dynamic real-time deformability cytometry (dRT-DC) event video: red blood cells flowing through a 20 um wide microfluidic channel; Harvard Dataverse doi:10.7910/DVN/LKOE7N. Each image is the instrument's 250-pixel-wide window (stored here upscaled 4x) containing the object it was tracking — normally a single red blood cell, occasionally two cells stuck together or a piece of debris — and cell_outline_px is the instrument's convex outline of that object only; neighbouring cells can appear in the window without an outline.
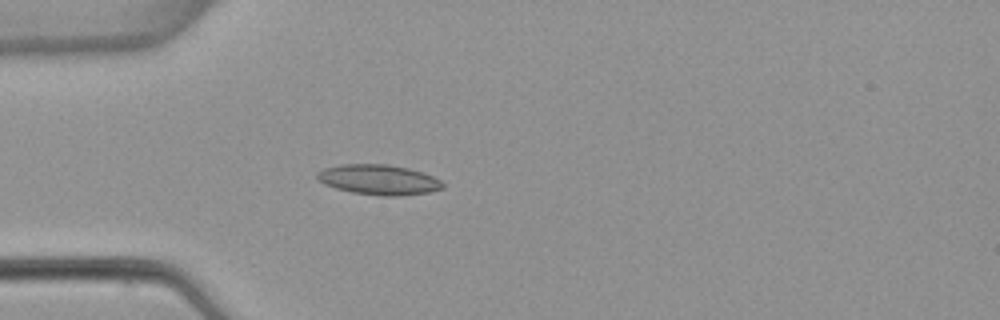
{"species": "common noctule bat (a hibernating species)", "species_latin": "Nyctalus noctula", "temperature_condition": "warm", "stored_images_in_passage": 4, "camera_frame_rate_fps": 3000, "um_per_image_px": 0.085, "animal": {"sex": "female", "body_mass_g": 22.7, "forearm_length_mm": 54.2}, "frame": {"image": 1, "passage_image": 4, "time_ms": 4.667, "image_size_px": [1000, 320], "cell_outline_px": [[444, 188], [428, 192], [400, 196], [384, 196], [352, 192], [336, 188], [324, 184], [316, 180], [316, 172], [324, 168], [340, 164], [388, 164], [408, 168], [432, 176], [440, 180], [444, 184]], "centroid_in_image_um": [32.15, 15.27], "position_along_channel_um": 52.8, "area_um2": 22.08}}